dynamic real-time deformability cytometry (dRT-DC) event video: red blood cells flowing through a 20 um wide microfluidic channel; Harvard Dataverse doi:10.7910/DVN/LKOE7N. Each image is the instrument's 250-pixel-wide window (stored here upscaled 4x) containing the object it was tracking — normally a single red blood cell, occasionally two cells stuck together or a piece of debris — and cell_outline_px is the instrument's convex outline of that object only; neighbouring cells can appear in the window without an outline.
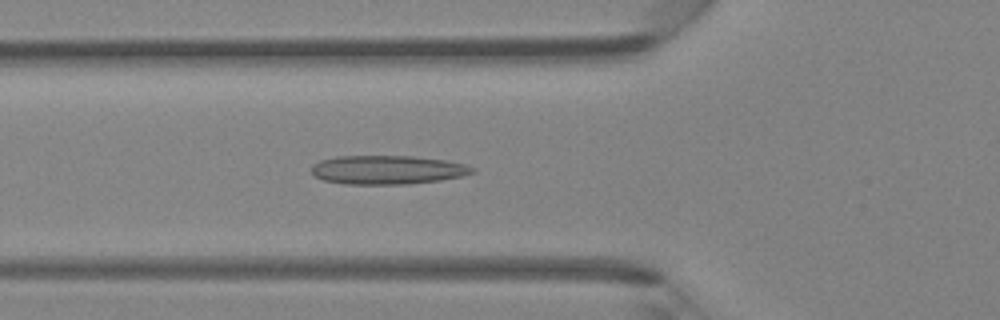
{"species": "Egyptian fruit bat (a non-hibernating species)", "species_latin": "Rousettus aegyptiacus", "temperature_condition": "room temperature", "stored_images_in_passage": 31, "camera_frame_rate_fps": 3000, "um_per_image_px": 0.085, "animal": {"sex": "female"}, "frame": {"image": 1, "passage_image": 4, "time_ms": 1.0, "image_size_px": [1000, 320], "cell_outline_px": [[476, 172], [464, 176], [440, 180], [408, 184], [344, 184], [324, 180], [312, 176], [312, 164], [320, 160], [336, 156], [412, 156], [444, 160], [464, 164], [472, 168]], "centroid_in_image_um": [32.9, 14.44], "position_along_channel_um": 92.9, "area_um2": 27.11}}
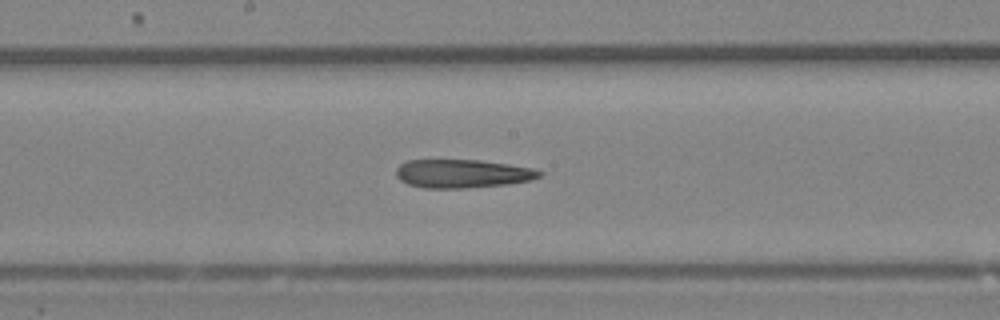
{"frame": {"image": 2, "passage_image": 12, "time_ms": 3.667, "image_size_px": [1000, 320], "cell_outline_px": [[544, 172], [540, 176], [532, 180], [504, 184], [464, 188], [424, 188], [408, 184], [400, 180], [396, 176], [396, 168], [400, 164], [408, 160], [480, 160], [508, 164], [532, 168]], "centroid_in_image_um": [39.28, 14.75], "position_along_channel_um": 208.9, "area_um2": 23.7}}
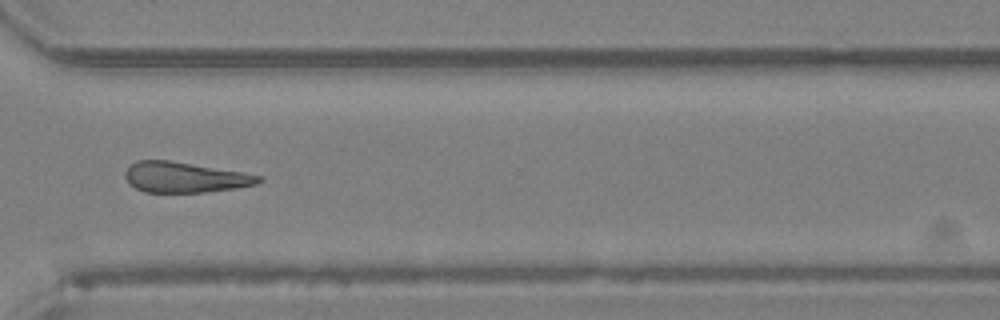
{"frame": {"image": 3, "passage_image": 22, "time_ms": 7.0, "image_size_px": [1000, 320], "cell_outline_px": [[264, 180], [256, 184], [236, 188], [204, 192], [144, 192], [128, 184], [124, 176], [124, 172], [136, 160], [168, 160], [244, 172], [264, 176]], "centroid_in_image_um": [15.72, 15.07], "position_along_channel_um": 354.9, "area_um2": 23.81}}